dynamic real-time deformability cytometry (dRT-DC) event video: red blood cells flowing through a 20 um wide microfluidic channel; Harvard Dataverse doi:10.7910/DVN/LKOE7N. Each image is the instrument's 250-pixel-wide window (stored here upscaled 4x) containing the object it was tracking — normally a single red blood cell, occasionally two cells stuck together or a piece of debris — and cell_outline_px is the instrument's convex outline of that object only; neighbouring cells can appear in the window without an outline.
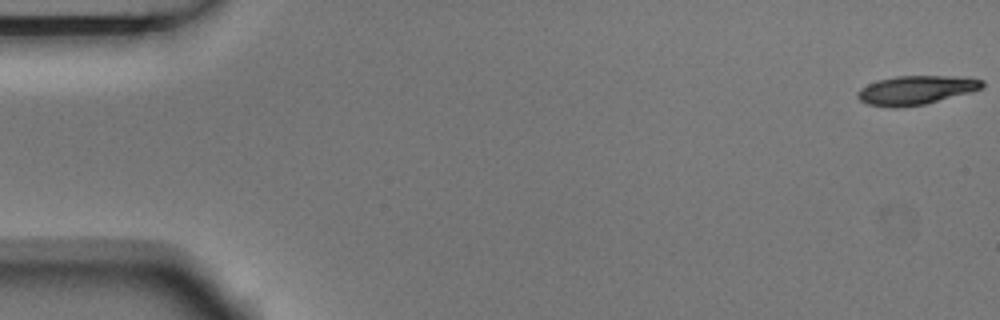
{"species": "Egyptian fruit bat (a non-hibernating species)", "species_latin": "Rousettus aegyptiacus", "temperature_condition": "room temperature", "stored_images_in_passage": 5, "camera_frame_rate_fps": 3000, "um_per_image_px": 0.085, "animal": {"sex": "male"}, "frame": {"image": 1, "passage_image": 1, "time_ms": 0.0, "image_size_px": [1000, 320], "cell_outline_px": [[984, 84], [980, 88], [972, 92], [924, 104], [896, 108], [892, 108], [868, 104], [860, 100], [856, 96], [856, 92], [860, 88], [868, 84], [880, 80], [896, 76], [968, 76], [984, 80]], "centroid_in_image_um": [77.88, 7.65], "position_along_channel_um": 7.1, "area_um2": 21.1}}